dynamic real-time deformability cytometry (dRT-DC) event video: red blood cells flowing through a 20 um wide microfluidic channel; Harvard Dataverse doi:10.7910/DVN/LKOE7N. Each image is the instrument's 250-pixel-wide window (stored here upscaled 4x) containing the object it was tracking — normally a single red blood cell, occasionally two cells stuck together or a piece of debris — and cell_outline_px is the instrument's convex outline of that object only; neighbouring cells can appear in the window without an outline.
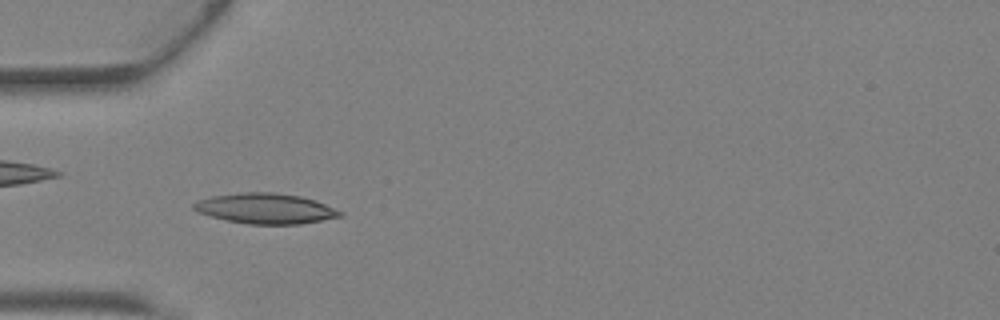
{"species": "Egyptian fruit bat (a non-hibernating species)", "species_latin": "Rousettus aegyptiacus", "temperature_condition": "warm", "stored_images_in_passage": 38, "camera_frame_rate_fps": 3000, "um_per_image_px": 0.085, "animal": {"sex": "female"}, "frame": {"image": 1, "passage_image": 9, "time_ms": 2.667, "image_size_px": [1000, 320], "cell_outline_px": [[344, 216], [300, 224], [248, 224], [224, 220], [208, 216], [196, 212], [192, 208], [192, 204], [200, 200], [212, 196], [240, 192], [276, 192], [300, 196], [316, 200], [344, 212]], "centroid_in_image_um": [22.57, 17.72], "position_along_channel_um": 62.4, "area_um2": 26.18}}
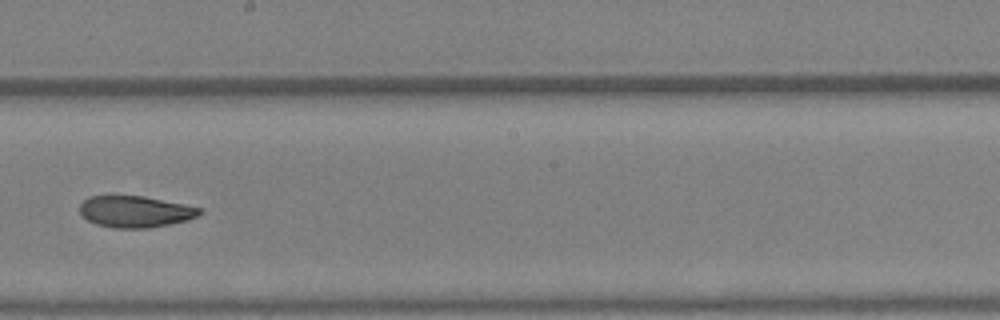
{"frame": {"image": 2, "passage_image": 20, "time_ms": 6.333, "image_size_px": [1000, 320], "cell_outline_px": [[204, 208], [196, 216], [188, 220], [148, 228], [112, 228], [96, 224], [88, 220], [80, 212], [80, 204], [88, 196], [144, 196]], "centroid_in_image_um": [11.49, 17.98], "position_along_channel_um": 236.7, "area_um2": 21.91}}
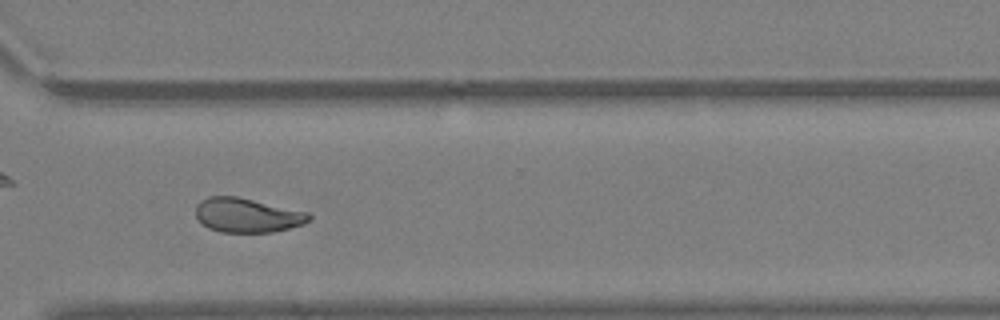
{"frame": {"image": 3, "passage_image": 27, "time_ms": 8.667, "image_size_px": [1000, 320], "cell_outline_px": [[312, 220], [304, 224], [272, 232], [220, 232], [208, 228], [196, 216], [196, 204], [200, 200], [208, 196], [236, 196], [308, 212], [312, 216]], "centroid_in_image_um": [21.02, 18.29], "position_along_channel_um": 349.6, "area_um2": 22.66}, "authors_computed_cell_mechanics": {"area_um2": 23.2934, "velocity_mm_per_s": 4.8334, "shape_relaxation_time_tau1_ms": null, "shape_relaxation_time_tau2_ms": 4.1293, "deformation_change_tau1": null, "deformation_change_tau2": 0.1171}}